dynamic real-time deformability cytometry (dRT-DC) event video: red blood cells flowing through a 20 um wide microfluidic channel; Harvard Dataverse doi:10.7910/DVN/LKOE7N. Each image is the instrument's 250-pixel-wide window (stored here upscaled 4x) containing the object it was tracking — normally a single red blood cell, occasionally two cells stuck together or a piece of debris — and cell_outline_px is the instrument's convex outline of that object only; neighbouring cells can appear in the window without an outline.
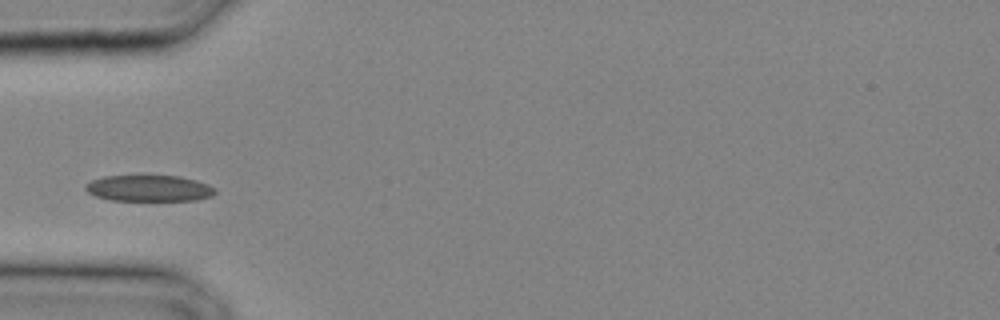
{"species": "common noctule bat (a hibernating species)", "species_latin": "Nyctalus noctula", "temperature_condition": "cold", "stored_images_in_passage": 24, "camera_frame_rate_fps": 3000, "um_per_image_px": 0.085, "animal": {"sex": "male", "body_mass_g": 20.4}, "frame": {"image": 1, "passage_image": 4, "time_ms": 1.0, "image_size_px": [1000, 320], "cell_outline_px": [[216, 192], [212, 196], [196, 200], [112, 200], [96, 196], [88, 192], [84, 188], [84, 184], [92, 180], [104, 176], [180, 176], [196, 180], [208, 184], [216, 188]], "centroid_in_image_um": [12.68, 16.0], "position_along_channel_um": 72.3, "area_um2": 19.77}}
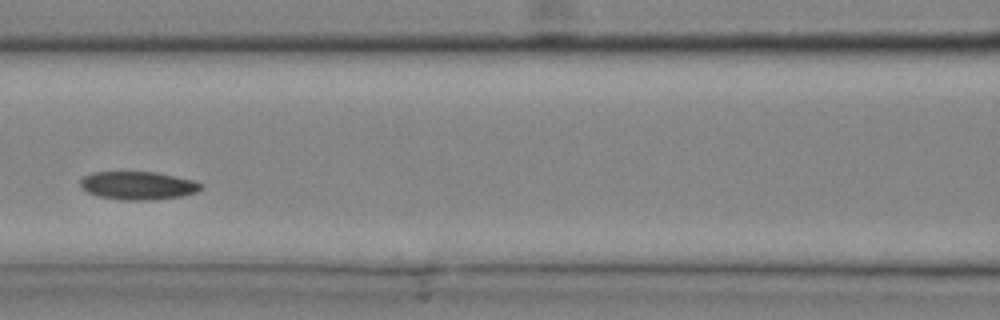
{"frame": {"image": 2, "passage_image": 8, "time_ms": 2.333, "image_size_px": [1000, 320], "cell_outline_px": [[204, 188], [196, 192], [184, 196], [152, 200], [128, 200], [100, 196], [88, 192], [80, 188], [80, 180], [84, 176], [92, 172], [156, 172], [176, 176], [192, 180], [204, 184]], "centroid_in_image_um": [11.77, 15.77], "position_along_channel_um": 154.8, "area_um2": 19.88}}